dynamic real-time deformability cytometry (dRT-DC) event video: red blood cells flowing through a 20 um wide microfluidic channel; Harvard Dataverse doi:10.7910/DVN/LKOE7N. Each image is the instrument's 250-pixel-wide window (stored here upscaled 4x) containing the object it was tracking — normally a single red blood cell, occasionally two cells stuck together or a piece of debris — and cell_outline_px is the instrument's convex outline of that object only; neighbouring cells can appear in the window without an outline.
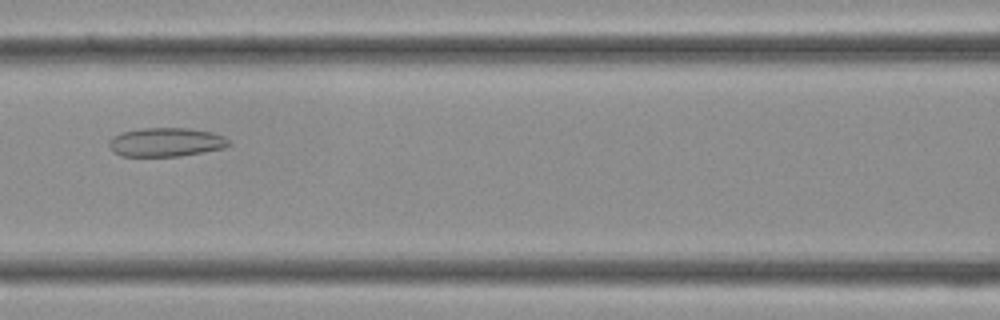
{"species": "Egyptian fruit bat (a non-hibernating species)", "species_latin": "Rousettus aegyptiacus", "temperature_condition": "cold", "stored_images_in_passage": 28, "camera_frame_rate_fps": 3000, "um_per_image_px": 0.085, "frame": {"image": 1, "passage_image": 8, "time_ms": 2.333, "image_size_px": [1000, 320], "cell_outline_px": [[232, 144], [224, 148], [180, 156], [120, 156], [112, 152], [108, 144], [108, 140], [112, 136], [120, 132], [140, 128], [188, 128], [212, 132], [224, 136]], "centroid_in_image_um": [14.07, 12.08], "position_along_channel_um": 152.5, "area_um2": 20.4}}
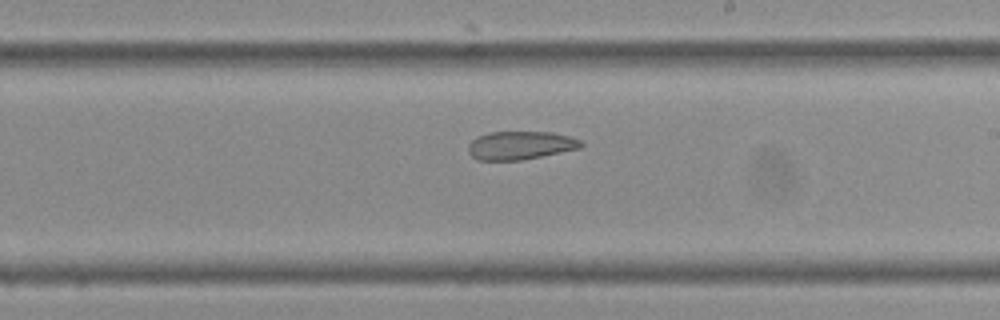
{"frame": {"image": 2, "passage_image": 13, "time_ms": 4.0, "image_size_px": [1000, 320], "cell_outline_px": [[584, 144], [580, 148], [520, 160], [476, 160], [468, 152], [468, 144], [476, 136], [488, 132], [552, 132], [572, 136], [580, 140]], "centroid_in_image_um": [44.21, 12.34], "position_along_channel_um": 244.8, "area_um2": 18.67}}
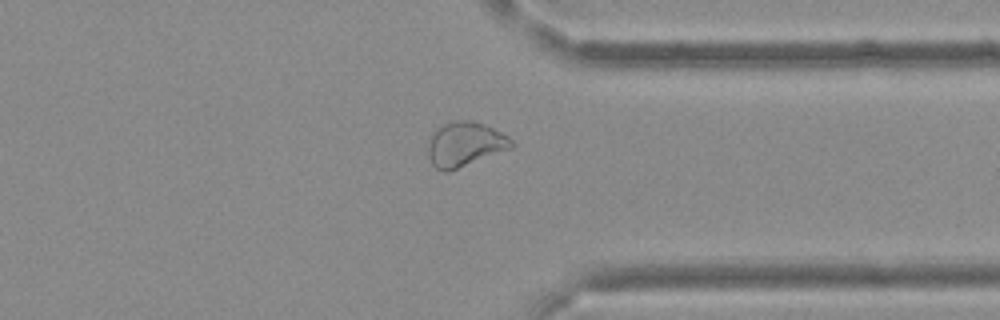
{"frame": {"image": 3, "passage_image": 20, "time_ms": 6.333, "image_size_px": [1000, 320], "cell_outline_px": [[516, 144], [512, 148], [448, 172], [440, 172], [432, 164], [428, 156], [428, 136], [436, 128], [444, 124], [456, 120], [472, 120], [484, 124], [508, 136]], "centroid_in_image_um": [39.49, 12.26], "position_along_channel_um": 371.9, "area_um2": 21.91}}